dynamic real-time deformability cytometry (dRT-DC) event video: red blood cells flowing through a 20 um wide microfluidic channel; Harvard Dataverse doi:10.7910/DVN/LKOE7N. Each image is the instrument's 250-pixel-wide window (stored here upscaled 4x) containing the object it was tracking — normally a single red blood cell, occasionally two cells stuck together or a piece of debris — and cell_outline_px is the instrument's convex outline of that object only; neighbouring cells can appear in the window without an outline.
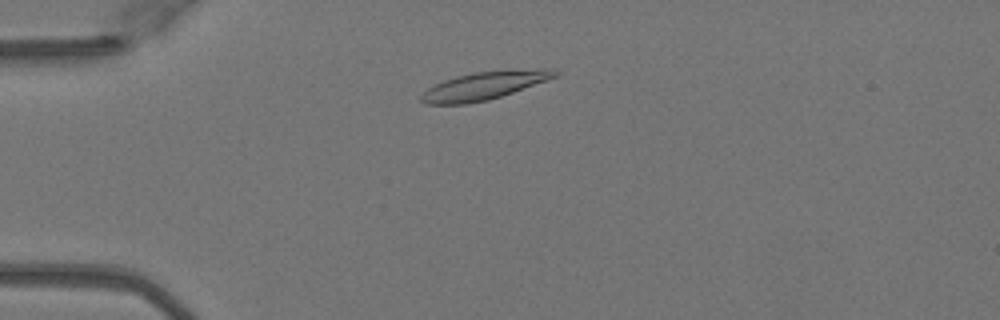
{"species": "Egyptian fruit bat (a non-hibernating species)", "species_latin": "Rousettus aegyptiacus", "temperature_condition": "warm", "stored_images_in_passage": 45, "camera_frame_rate_fps": 3000, "um_per_image_px": 0.085, "animal": {"sex": "female"}, "frame": {"image": 1, "passage_image": 8, "time_ms": 2.333, "image_size_px": [1000, 320], "cell_outline_px": [[560, 72], [556, 76], [548, 80], [488, 100], [464, 104], [424, 104], [420, 100], [420, 96], [428, 88], [444, 80], [456, 76], [472, 72], [544, 68], [556, 68]], "centroid_in_image_um": [41.17, 7.27], "position_along_channel_um": 43.8, "area_um2": 21.68}}
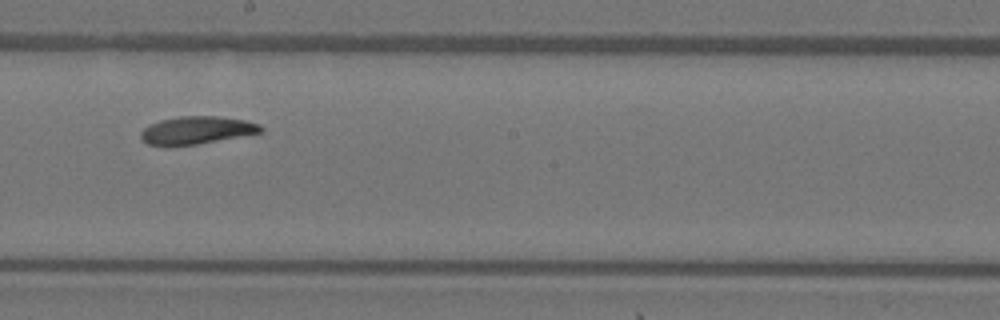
{"frame": {"image": 2, "passage_image": 24, "time_ms": 7.667, "image_size_px": [1000, 320], "cell_outline_px": [[264, 128], [260, 132], [196, 144], [148, 144], [140, 136], [140, 132], [144, 128], [160, 120], [180, 116], [216, 116], [244, 120], [260, 124]], "centroid_in_image_um": [16.73, 11.04], "position_along_channel_um": 231.5, "area_um2": 18.67}}
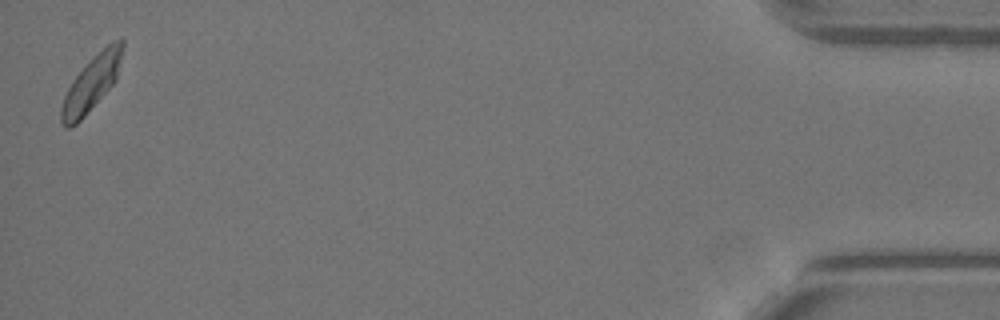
{"frame": {"image": 3, "passage_image": 45, "time_ms": 14.667, "image_size_px": [1000, 320], "cell_outline_px": [[124, 48], [116, 80], [84, 116], [76, 124], [68, 128], [64, 128], [60, 120], [60, 108], [64, 96], [72, 80], [112, 40], [120, 36], [124, 36]], "centroid_in_image_um": [7.8, 7.08], "position_along_channel_um": 427.4, "area_um2": 19.25}, "authors_computed_cell_mechanics": {"area_um2": 19.8254, "velocity_mm_per_s": 4.0413, "shape_relaxation_time_tau1_ms": 3.868, "shape_relaxation_time_tau2_ms": null, "deformation_change_tau1": 0.1365, "deformation_change_tau2": null}}